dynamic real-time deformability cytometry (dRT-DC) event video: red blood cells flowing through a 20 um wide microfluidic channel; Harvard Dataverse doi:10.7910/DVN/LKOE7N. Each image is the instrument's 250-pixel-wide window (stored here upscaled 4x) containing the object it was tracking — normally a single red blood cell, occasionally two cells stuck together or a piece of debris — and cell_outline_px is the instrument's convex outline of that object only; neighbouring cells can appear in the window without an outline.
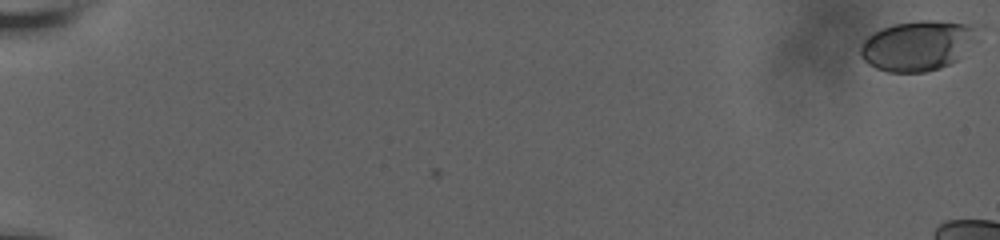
{"species": "human", "species_latin": "Homo sapiens", "temperature_condition": "room temperature", "stored_images_in_passage": 22, "camera_frame_rate_fps": 3000, "um_per_image_px": 0.085, "donor": {"sex": "male"}, "frame": {"image": 1, "passage_image": 1, "time_ms": 0.0, "image_size_px": [1000, 240], "cell_outline_px": [[972, 32], [956, 60], [940, 68], [924, 72], [888, 72], [876, 68], [868, 64], [860, 56], [860, 44], [868, 36], [892, 24], [916, 20], [932, 20], [968, 24], [972, 28]], "centroid_in_image_um": [77.8, 3.89], "position_along_channel_um": 7.2, "area_um2": 32.77}}
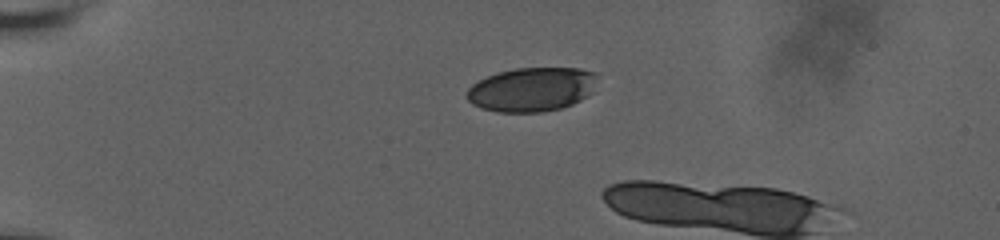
{"frame": {"image": 2, "passage_image": 18, "time_ms": 5.667, "image_size_px": [1000, 240], "cell_outline_px": [[596, 76], [592, 92], [588, 96], [572, 104], [560, 108], [540, 112], [496, 112], [472, 104], [468, 100], [468, 88], [472, 84], [496, 72], [516, 68], [580, 68], [596, 72]], "centroid_in_image_um": [45.21, 7.59], "position_along_channel_um": 39.8, "area_um2": 33.41}}